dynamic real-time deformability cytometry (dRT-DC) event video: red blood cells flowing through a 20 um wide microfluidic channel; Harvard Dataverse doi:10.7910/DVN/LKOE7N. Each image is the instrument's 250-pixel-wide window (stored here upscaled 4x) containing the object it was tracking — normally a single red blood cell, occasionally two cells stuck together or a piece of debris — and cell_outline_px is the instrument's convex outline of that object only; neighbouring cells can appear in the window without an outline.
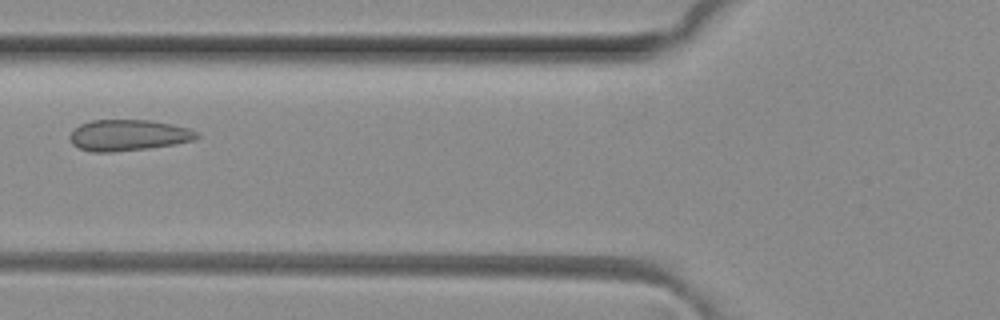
{"species": "common noctule bat (a hibernating species)", "species_latin": "Nyctalus noctula", "temperature_condition": "room temperature", "stored_images_in_passage": 7, "camera_frame_rate_fps": 3000, "um_per_image_px": 0.085, "animal": {"sex": "female", "body_mass_g": 29.2, "forearm_length_mm": 56.3}, "frame": {"image": 1, "passage_image": 6, "time_ms": 1.667, "image_size_px": [1000, 320], "cell_outline_px": [[200, 136], [192, 140], [176, 144], [148, 148], [112, 152], [92, 152], [80, 148], [72, 144], [68, 136], [80, 124], [92, 120], [152, 120], [172, 124], [188, 128], [196, 132]], "centroid_in_image_um": [10.89, 11.49], "position_along_channel_um": 114.9, "area_um2": 22.95}}
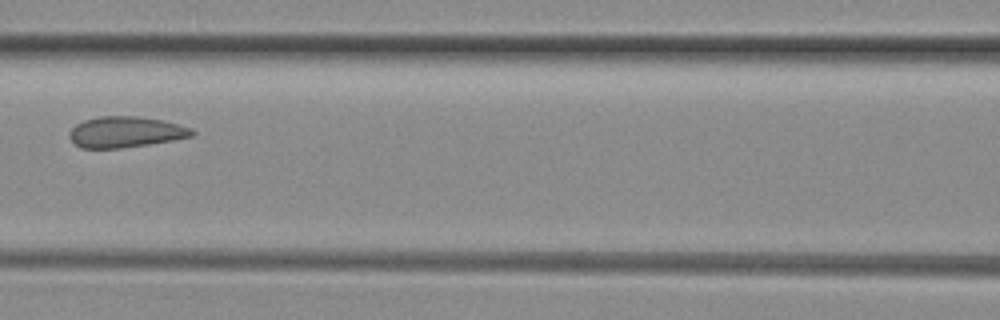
{"frame": {"image": 2, "passage_image": 7, "time_ms": 2.0, "image_size_px": [1000, 320], "cell_outline_px": [[196, 132], [192, 136], [172, 140], [148, 144], [120, 148], [80, 148], [68, 136], [68, 132], [76, 124], [84, 120], [100, 116], [136, 116], [164, 120], [192, 128]], "centroid_in_image_um": [10.67, 11.21], "position_along_channel_um": 155.9, "area_um2": 22.08}}